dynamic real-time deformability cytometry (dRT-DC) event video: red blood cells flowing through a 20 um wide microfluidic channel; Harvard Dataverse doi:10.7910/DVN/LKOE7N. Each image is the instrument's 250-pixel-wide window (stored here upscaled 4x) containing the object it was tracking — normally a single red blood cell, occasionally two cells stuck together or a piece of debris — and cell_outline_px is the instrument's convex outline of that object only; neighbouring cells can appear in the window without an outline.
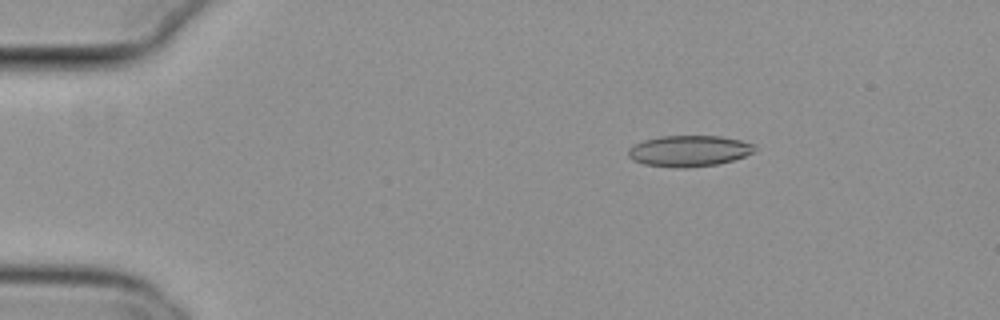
{"species": "common noctule bat (a hibernating species)", "species_latin": "Nyctalus noctula", "temperature_condition": "cold", "stored_images_in_passage": 43, "camera_frame_rate_fps": 3000, "um_per_image_px": 0.085, "animal": {"sex": "female", "body_mass_g": 29.2, "forearm_length_mm": 56.3}, "frame": {"image": 1, "passage_image": 8, "time_ms": 2.333, "image_size_px": [1000, 320], "cell_outline_px": [[756, 148], [752, 152], [744, 156], [732, 160], [716, 164], [688, 168], [676, 168], [644, 164], [632, 160], [628, 156], [628, 148], [644, 140], [660, 136], [720, 136], [740, 140], [756, 144]], "centroid_in_image_um": [58.55, 12.83], "position_along_channel_um": 26.4, "area_um2": 22.89}}
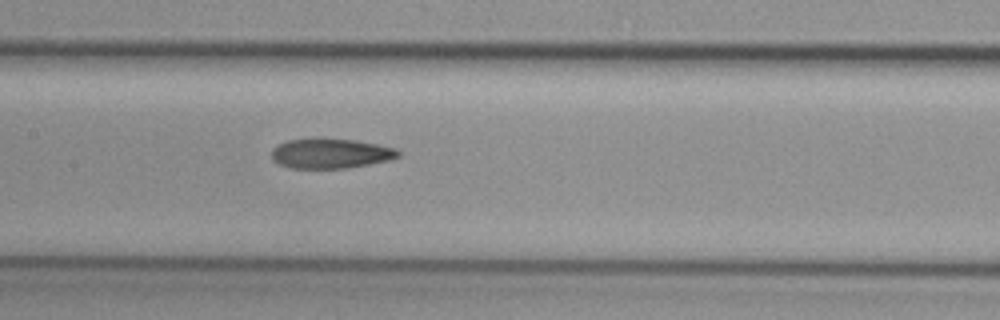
{"frame": {"image": 2, "passage_image": 26, "time_ms": 8.333, "image_size_px": [1000, 320], "cell_outline_px": [[400, 156], [388, 160], [348, 168], [292, 168], [280, 164], [272, 160], [272, 148], [288, 140], [312, 136], [356, 140], [396, 148], [400, 152]], "centroid_in_image_um": [28.08, 13.01], "position_along_channel_um": 179.3, "area_um2": 22.43}}
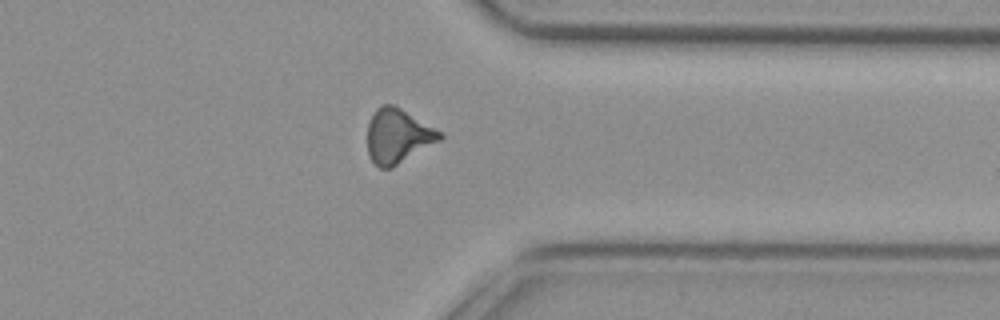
{"frame": {"image": 3, "passage_image": 42, "time_ms": 13.667, "image_size_px": [1000, 320], "cell_outline_px": [[444, 136], [440, 140], [392, 168], [380, 168], [368, 156], [368, 124], [376, 108], [384, 104], [396, 104], [440, 132]], "centroid_in_image_um": [33.8, 11.55], "position_along_channel_um": 377.6, "area_um2": 22.77}}